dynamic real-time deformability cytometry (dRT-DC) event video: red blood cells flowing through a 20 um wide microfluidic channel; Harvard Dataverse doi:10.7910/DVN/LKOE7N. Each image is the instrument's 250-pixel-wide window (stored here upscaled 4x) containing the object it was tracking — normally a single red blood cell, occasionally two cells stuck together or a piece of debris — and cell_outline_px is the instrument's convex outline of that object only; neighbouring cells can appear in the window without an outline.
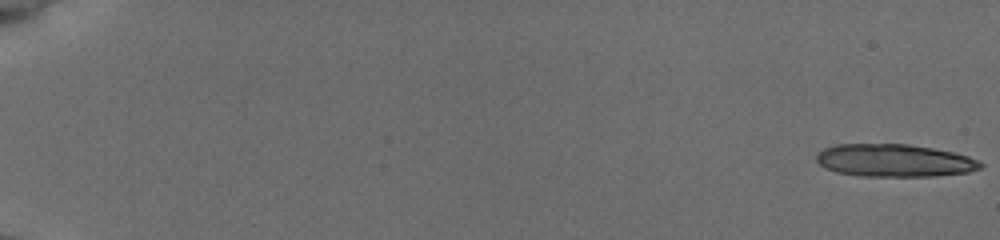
{"species": "common noctule bat (a hibernating species)", "species_latin": "Nyctalus noctula", "temperature_condition": "cold", "stored_images_in_passage": 19, "camera_frame_rate_fps": 3000, "um_per_image_px": 0.085, "animal": {"sex": "female", "body_mass_g": 19.5, "forearm_length_mm": 54.1}, "frame": {"image": 1, "passage_image": 1, "time_ms": 0.0, "image_size_px": [1000, 240], "cell_outline_px": [[984, 164], [980, 168], [968, 172], [932, 176], [860, 176], [836, 172], [824, 168], [816, 160], [816, 156], [824, 148], [836, 144], [908, 144], [932, 148], [952, 152], [968, 156], [980, 160]], "centroid_in_image_um": [76.01, 13.64], "position_along_channel_um": 9.0, "area_um2": 31.21}}